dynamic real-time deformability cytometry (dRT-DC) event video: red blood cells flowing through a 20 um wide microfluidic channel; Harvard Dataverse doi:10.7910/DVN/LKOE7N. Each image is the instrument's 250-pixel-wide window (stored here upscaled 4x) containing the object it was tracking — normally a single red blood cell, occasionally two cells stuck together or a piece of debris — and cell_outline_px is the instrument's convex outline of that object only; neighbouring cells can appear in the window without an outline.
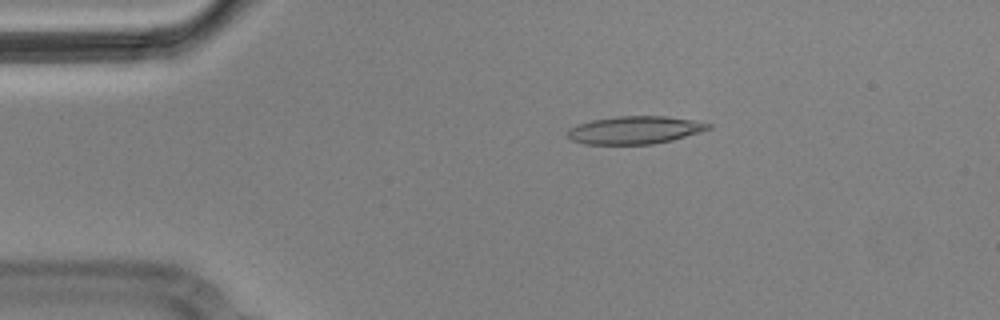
{"species": "Egyptian fruit bat (a non-hibernating species)", "species_latin": "Rousettus aegyptiacus", "temperature_condition": "cold", "stored_images_in_passage": 4, "camera_frame_rate_fps": 3000, "um_per_image_px": 0.085, "animal": {"sex": "male"}, "frame": {"image": 1, "passage_image": 3, "time_ms": 0.667, "image_size_px": [1000, 320], "cell_outline_px": [[712, 128], [700, 132], [672, 140], [652, 144], [584, 144], [572, 140], [568, 136], [568, 128], [592, 120], [616, 116], [664, 116], [692, 120], [712, 124]], "centroid_in_image_um": [53.97, 11.05], "position_along_channel_um": 31.0, "area_um2": 22.66}}